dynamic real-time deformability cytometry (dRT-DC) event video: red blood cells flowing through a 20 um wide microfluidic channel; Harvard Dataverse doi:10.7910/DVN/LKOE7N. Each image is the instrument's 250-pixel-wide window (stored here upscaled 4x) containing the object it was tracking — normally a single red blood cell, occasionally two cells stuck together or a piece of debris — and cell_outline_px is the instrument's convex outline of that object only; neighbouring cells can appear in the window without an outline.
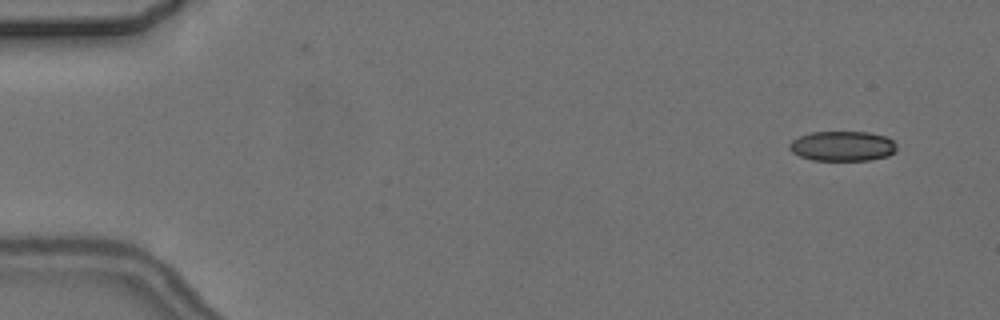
{"species": "common noctule bat (a hibernating species)", "species_latin": "Nyctalus noctula", "temperature_condition": "cold", "stored_images_in_passage": 4, "camera_frame_rate_fps": 3000, "um_per_image_px": 0.085, "animal": {"sex": "female", "body_mass_g": 24.6, "forearm_length_mm": 56.2}, "frame": {"image": 1, "passage_image": 1, "time_ms": 0.0, "image_size_px": [1000, 320], "cell_outline_px": [[896, 152], [888, 156], [872, 160], [812, 160], [800, 156], [792, 152], [788, 148], [788, 144], [792, 140], [800, 136], [812, 132], [868, 132], [884, 136], [892, 140], [896, 144]], "centroid_in_image_um": [71.61, 12.42], "position_along_channel_um": 13.4, "area_um2": 18.79}}